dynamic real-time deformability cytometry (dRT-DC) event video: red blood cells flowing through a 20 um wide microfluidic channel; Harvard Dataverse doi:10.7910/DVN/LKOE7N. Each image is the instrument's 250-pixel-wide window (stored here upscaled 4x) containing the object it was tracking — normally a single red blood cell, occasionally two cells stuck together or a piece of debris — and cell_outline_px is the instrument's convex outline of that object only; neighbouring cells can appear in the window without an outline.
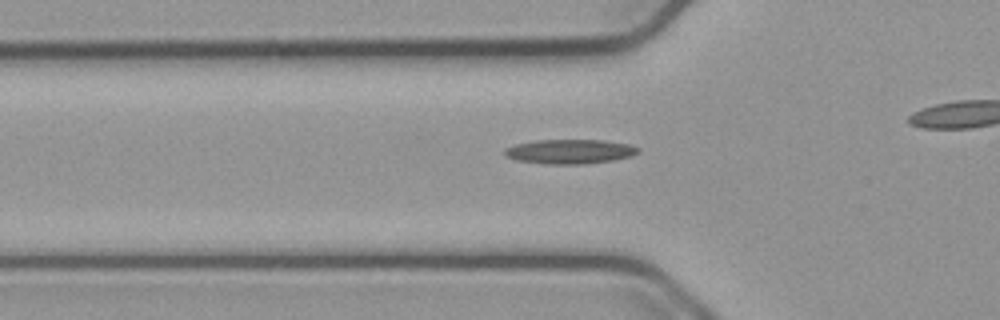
{"species": "common noctule bat (a hibernating species)", "species_latin": "Nyctalus noctula", "temperature_condition": "cold", "stored_images_in_passage": 39, "camera_frame_rate_fps": 3000, "um_per_image_px": 0.085, "animal": {"sex": "male", "body_mass_g": 23.1, "forearm_length_mm": 52.7}, "frame": {"image": 1, "passage_image": 14, "time_ms": 4.333, "image_size_px": [1000, 320], "cell_outline_px": [[640, 152], [632, 156], [612, 160], [584, 164], [548, 164], [516, 160], [504, 156], [504, 148], [516, 144], [536, 140], [604, 140], [628, 144], [640, 148]], "centroid_in_image_um": [48.43, 12.88], "position_along_channel_um": 77.4, "area_um2": 19.07}}
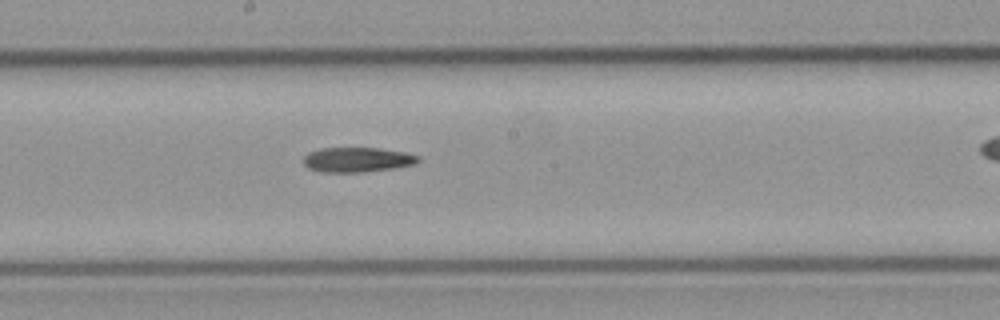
{"frame": {"image": 2, "passage_image": 25, "time_ms": 8.0, "image_size_px": [1000, 320], "cell_outline_px": [[420, 160], [416, 164], [396, 168], [364, 172], [320, 172], [308, 168], [304, 164], [304, 156], [308, 152], [320, 148], [380, 148], [404, 152], [420, 156]], "centroid_in_image_um": [30.38, 13.58], "position_along_channel_um": 217.8, "area_um2": 16.76}}
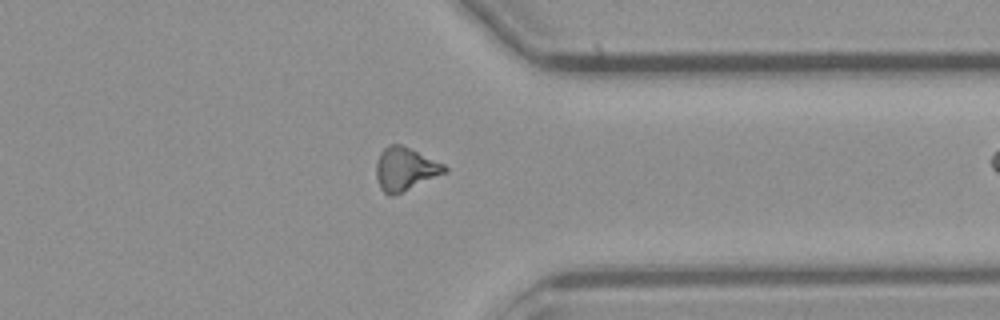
{"frame": {"image": 3, "passage_image": 38, "time_ms": 12.333, "image_size_px": [1000, 320], "cell_outline_px": [[448, 172], [392, 196], [388, 196], [380, 188], [376, 176], [376, 160], [380, 152], [388, 144], [400, 144], [444, 164], [448, 168]], "centroid_in_image_um": [34.42, 14.37], "position_along_channel_um": 377.0, "area_um2": 17.17}}